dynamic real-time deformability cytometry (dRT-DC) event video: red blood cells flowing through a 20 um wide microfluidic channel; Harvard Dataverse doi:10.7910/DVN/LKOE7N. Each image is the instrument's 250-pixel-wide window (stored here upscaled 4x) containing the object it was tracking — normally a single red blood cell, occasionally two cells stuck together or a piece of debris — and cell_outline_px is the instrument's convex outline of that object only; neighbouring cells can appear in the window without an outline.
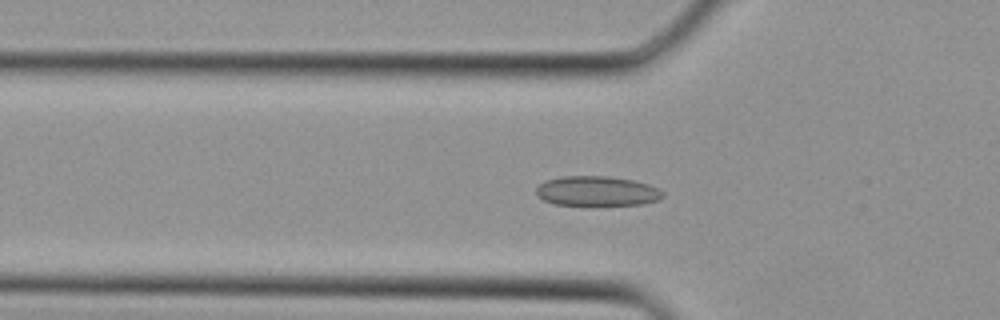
{"species": "Egyptian fruit bat (a non-hibernating species)", "species_latin": "Rousettus aegyptiacus", "temperature_condition": "cold", "stored_images_in_passage": 36, "camera_frame_rate_fps": 3000, "um_per_image_px": 0.085, "animal": {"sex": "female"}, "frame": {"image": 1, "passage_image": 12, "time_ms": 3.667, "image_size_px": [1000, 320], "cell_outline_px": [[664, 196], [660, 200], [640, 204], [556, 204], [544, 200], [536, 196], [536, 188], [544, 180], [560, 176], [608, 176], [632, 180], [648, 184], [664, 192]], "centroid_in_image_um": [50.72, 16.22], "position_along_channel_um": 75.1, "area_um2": 21.79}}
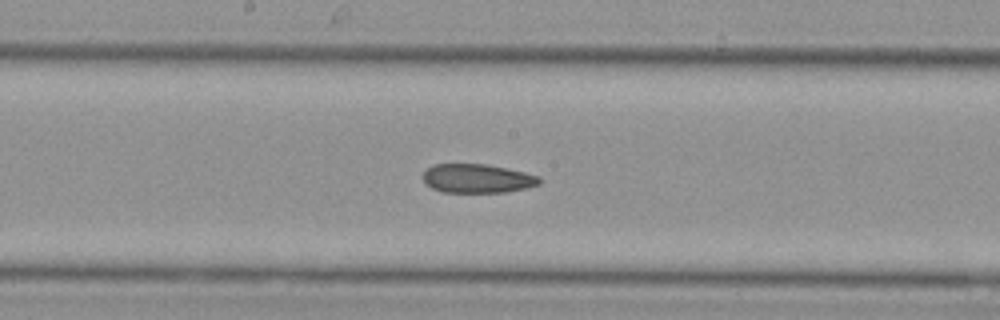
{"frame": {"image": 2, "passage_image": 19, "time_ms": 6.0, "image_size_px": [1000, 320], "cell_outline_px": [[540, 184], [528, 188], [504, 192], [444, 192], [432, 188], [424, 180], [424, 172], [432, 164], [488, 164], [524, 172], [540, 176]], "centroid_in_image_um": [40.6, 15.16], "position_along_channel_um": 207.6, "area_um2": 19.54}}
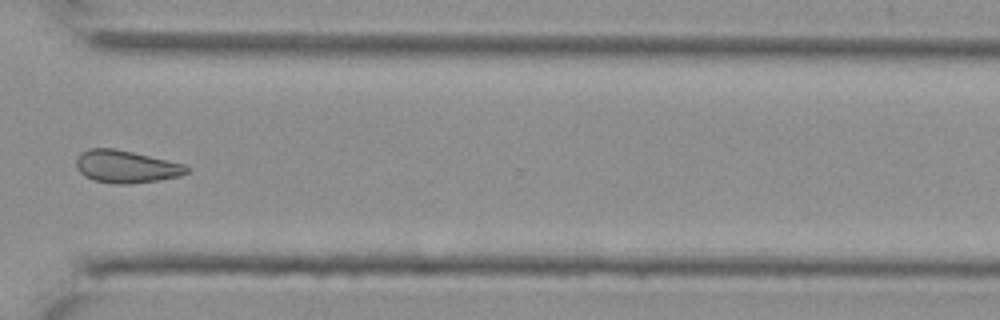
{"frame": {"image": 3, "passage_image": 27, "time_ms": 8.667, "image_size_px": [1000, 320], "cell_outline_px": [[188, 172], [180, 176], [156, 180], [128, 184], [116, 184], [92, 180], [84, 176], [76, 168], [76, 156], [80, 152], [88, 148], [112, 148], [132, 152], [184, 164], [188, 168]], "centroid_in_image_um": [10.65, 14.16], "position_along_channel_um": 360.0, "area_um2": 20.87}}